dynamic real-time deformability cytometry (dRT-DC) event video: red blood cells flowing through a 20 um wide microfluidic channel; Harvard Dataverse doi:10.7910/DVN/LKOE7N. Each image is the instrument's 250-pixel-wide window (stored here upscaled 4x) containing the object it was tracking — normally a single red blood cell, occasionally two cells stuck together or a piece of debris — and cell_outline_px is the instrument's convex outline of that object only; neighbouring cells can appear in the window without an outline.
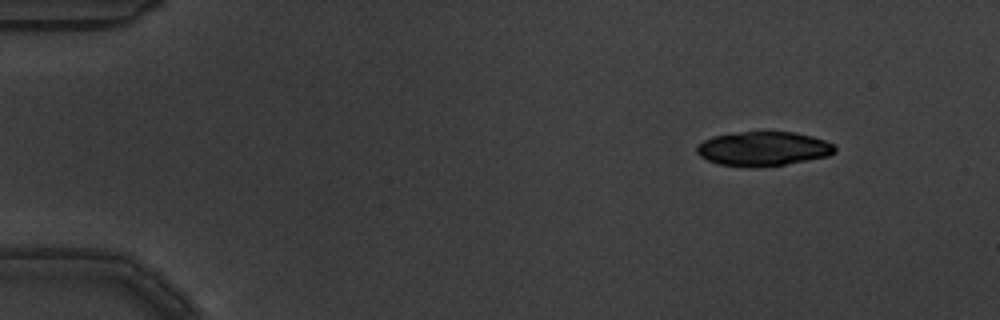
{"species": "common noctule bat (a hibernating species)", "species_latin": "Nyctalus noctula", "temperature_condition": "warm", "stored_images_in_passage": 4, "camera_frame_rate_fps": 3000, "um_per_image_px": 0.085, "animal": {"sex": "male", "body_mass_g": 19.5, "forearm_length_mm": 54.6}, "frame": {"image": 1, "passage_image": 1, "time_ms": 0.0, "image_size_px": [1000, 320], "cell_outline_px": [[836, 152], [828, 156], [784, 164], [748, 168], [720, 164], [708, 160], [700, 156], [696, 152], [696, 144], [712, 136], [740, 132], [796, 132], [812, 136], [824, 140], [832, 144], [836, 148]], "centroid_in_image_um": [64.85, 12.64], "position_along_channel_um": 20.2, "area_um2": 27.57}}